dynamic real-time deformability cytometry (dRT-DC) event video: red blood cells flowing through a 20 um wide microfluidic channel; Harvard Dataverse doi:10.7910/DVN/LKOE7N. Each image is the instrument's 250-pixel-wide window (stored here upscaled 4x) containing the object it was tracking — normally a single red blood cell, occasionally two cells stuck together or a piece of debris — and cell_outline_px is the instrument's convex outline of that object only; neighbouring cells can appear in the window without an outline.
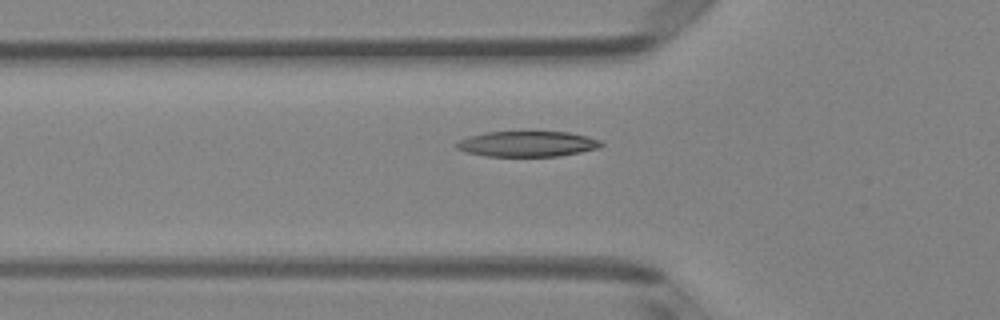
{"species": "Egyptian fruit bat (a non-hibernating species)", "species_latin": "Rousettus aegyptiacus", "temperature_condition": "room temperature", "stored_images_in_passage": 44, "camera_frame_rate_fps": 3000, "um_per_image_px": 0.085, "animal": {"sex": "female"}, "frame": {"image": 1, "passage_image": 17, "time_ms": 5.333, "image_size_px": [1000, 320], "cell_outline_px": [[604, 144], [600, 148], [560, 156], [484, 156], [468, 152], [456, 148], [456, 144], [460, 140], [468, 136], [488, 132], [568, 132], [588, 136], [600, 140]], "centroid_in_image_um": [44.86, 12.23], "position_along_channel_um": 80.9, "area_um2": 21.44}}
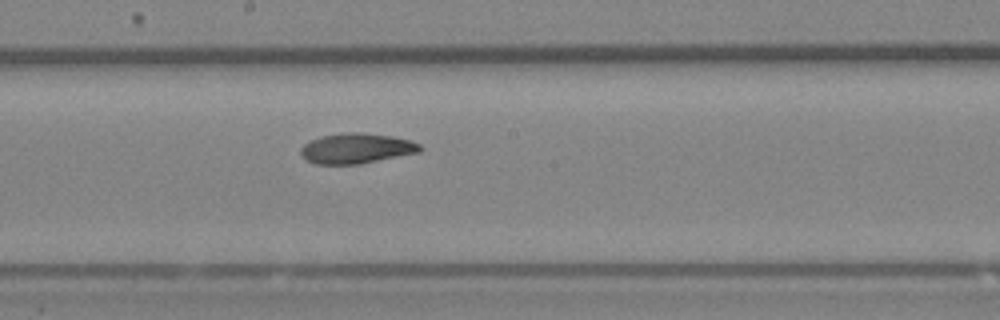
{"frame": {"image": 2, "passage_image": 27, "time_ms": 8.667, "image_size_px": [1000, 320], "cell_outline_px": [[424, 148], [420, 152], [360, 164], [316, 164], [308, 160], [300, 152], [300, 148], [304, 144], [320, 136], [348, 132], [356, 132], [392, 136], [412, 140], [420, 144]], "centroid_in_image_um": [30.34, 12.61], "position_along_channel_um": 217.9, "area_um2": 20.98}}
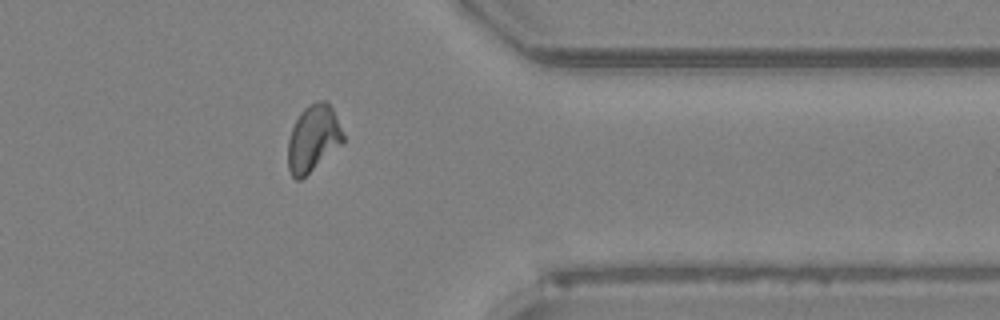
{"frame": {"image": 3, "passage_image": 40, "time_ms": 13.0, "image_size_px": [1000, 320], "cell_outline_px": [[344, 144], [300, 180], [296, 180], [292, 176], [288, 168], [288, 140], [292, 128], [300, 112], [308, 104], [316, 100], [328, 100], [332, 108], [344, 136]], "centroid_in_image_um": [26.63, 11.76], "position_along_channel_um": 384.8, "area_um2": 21.62}}